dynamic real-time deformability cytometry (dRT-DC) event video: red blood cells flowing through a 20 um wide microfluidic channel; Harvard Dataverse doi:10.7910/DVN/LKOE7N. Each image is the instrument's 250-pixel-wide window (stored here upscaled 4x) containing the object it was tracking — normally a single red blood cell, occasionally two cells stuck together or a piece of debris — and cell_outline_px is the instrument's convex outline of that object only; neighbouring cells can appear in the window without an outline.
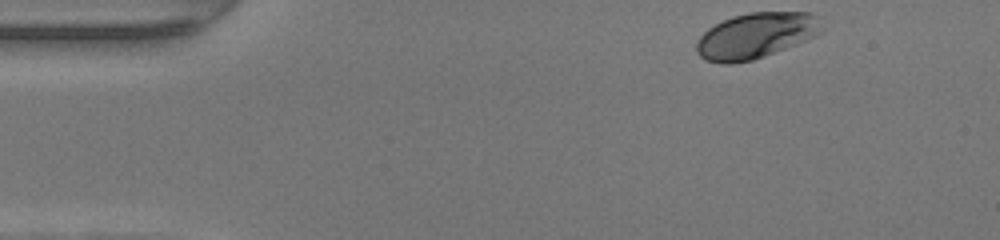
{"species": "human", "species_latin": "Homo sapiens", "temperature_condition": "warm", "stored_images_in_passage": 44, "camera_frame_rate_fps": 3000, "um_per_image_px": 0.085, "donor": {"sex": "female"}, "frame": {"image": 1, "passage_image": 1, "time_ms": 0.0, "image_size_px": [1000, 240], "cell_outline_px": [[828, 28], [816, 36], [764, 56], [752, 60], [732, 64], [720, 64], [704, 60], [696, 52], [696, 40], [708, 28], [732, 16], [748, 12], [812, 12]], "centroid_in_image_um": [64.27, 3.02], "position_along_channel_um": 20.7, "area_um2": 33.76}}
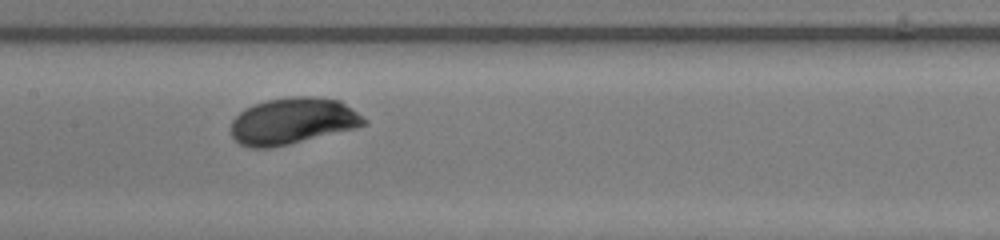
{"frame": {"image": 2, "passage_image": 19, "time_ms": 6.0, "image_size_px": [1000, 240], "cell_outline_px": [[368, 124], [356, 128], [288, 144], [268, 148], [252, 148], [240, 144], [232, 136], [232, 120], [244, 108], [252, 104], [268, 100], [288, 96], [312, 96], [340, 100], [352, 108], [368, 120]], "centroid_in_image_um": [24.9, 10.27], "position_along_channel_um": 182.5, "area_um2": 36.07}}
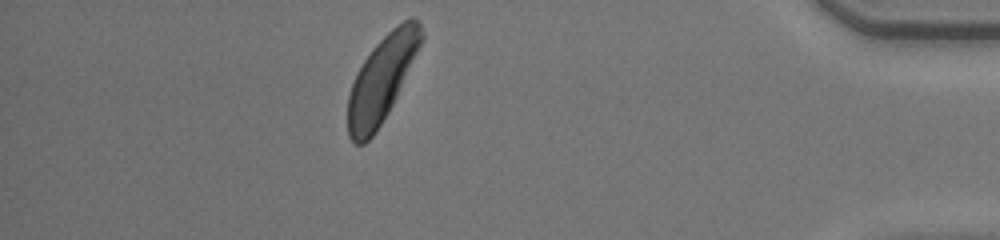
{"frame": {"image": 3, "passage_image": 38, "time_ms": 12.333, "image_size_px": [1000, 240], "cell_outline_px": [[424, 36], [396, 96], [388, 112], [372, 136], [364, 144], [356, 144], [348, 136], [348, 96], [352, 84], [364, 60], [372, 48], [392, 28], [404, 20], [412, 16], [420, 24], [424, 32]], "centroid_in_image_um": [32.44, 6.71], "position_along_channel_um": 402.8, "area_um2": 35.66}, "authors_computed_cell_mechanics": {"area_um2": 35.6915, "velocity_mm_per_s": 4.2333, "shape_relaxation_time_tau1_ms": 1.7382, "shape_relaxation_time_tau2_ms": null, "deformation_change_tau1": 0.1421, "deformation_change_tau2": null}}